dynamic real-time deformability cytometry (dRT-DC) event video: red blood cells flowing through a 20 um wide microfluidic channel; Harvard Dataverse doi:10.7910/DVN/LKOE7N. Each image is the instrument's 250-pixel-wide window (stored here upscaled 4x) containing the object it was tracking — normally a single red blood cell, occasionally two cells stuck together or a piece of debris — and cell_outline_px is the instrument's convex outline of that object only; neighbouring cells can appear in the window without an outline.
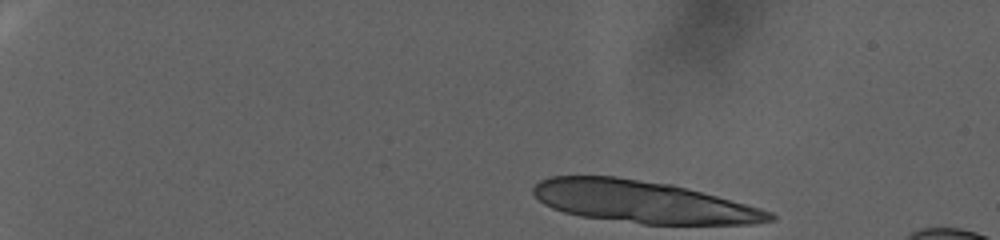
{"species": "human", "species_latin": "Homo sapiens", "temperature_condition": "warm", "stored_images_in_passage": 23, "camera_frame_rate_fps": 3000, "um_per_image_px": 0.085, "donor": {"sex": "female"}, "frame": {"image": 1, "passage_image": 1, "time_ms": 0.0, "image_size_px": [1000, 240], "cell_outline_px": [[776, 220], [752, 224], [644, 224], [580, 216], [564, 212], [552, 208], [544, 204], [532, 192], [532, 188], [540, 180], [552, 176], [616, 176], [672, 184], [760, 208], [772, 212], [776, 216]], "centroid_in_image_um": [54.64, 17.16], "position_along_channel_um": 30.4, "area_um2": 57.74}}